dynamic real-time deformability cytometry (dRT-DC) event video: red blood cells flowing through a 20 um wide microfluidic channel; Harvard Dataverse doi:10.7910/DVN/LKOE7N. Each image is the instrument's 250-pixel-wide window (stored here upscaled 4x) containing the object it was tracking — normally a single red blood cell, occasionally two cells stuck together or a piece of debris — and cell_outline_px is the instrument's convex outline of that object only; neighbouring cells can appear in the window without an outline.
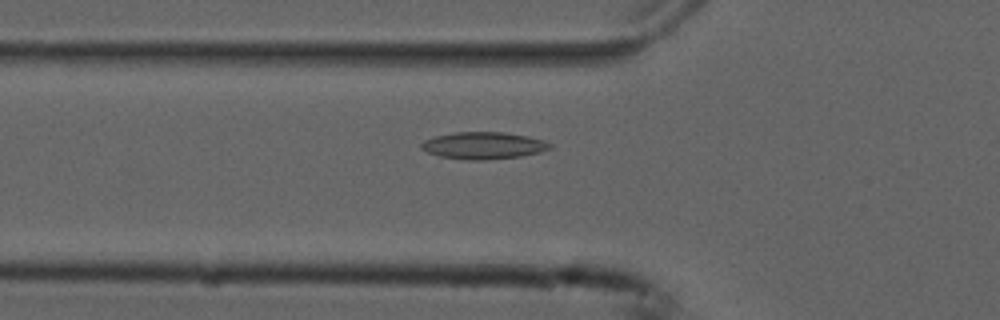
{"species": "common noctule bat (a hibernating species)", "species_latin": "Nyctalus noctula", "temperature_condition": "cold", "stored_images_in_passage": 49, "camera_frame_rate_fps": 3000, "um_per_image_px": 0.085, "animal": {"sex": "male", "forearm_length_mm": 52.5}, "frame": {"image": 1, "passage_image": 13, "time_ms": 4.0, "image_size_px": [1000, 320], "cell_outline_px": [[552, 148], [540, 152], [520, 156], [484, 160], [468, 160], [440, 156], [428, 152], [420, 148], [420, 144], [424, 140], [436, 136], [456, 132], [504, 132], [528, 136], [544, 140], [552, 144]], "centroid_in_image_um": [41.11, 12.36], "position_along_channel_um": 84.7, "area_um2": 20.23}}
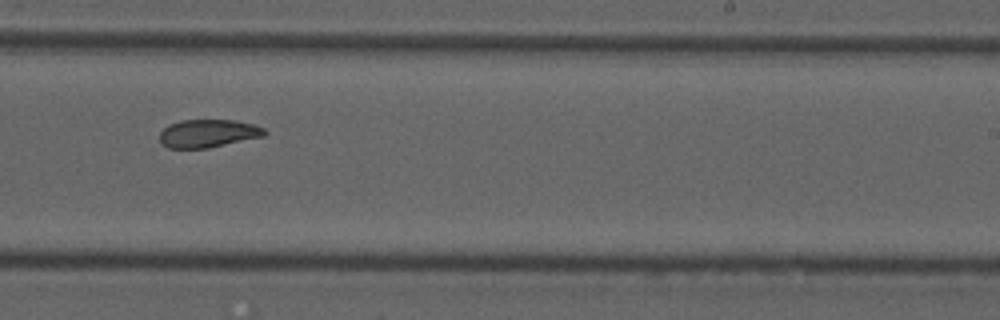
{"frame": {"image": 2, "passage_image": 28, "time_ms": 9.0, "image_size_px": [1000, 320], "cell_outline_px": [[268, 132], [264, 136], [208, 148], [168, 148], [160, 144], [160, 132], [168, 124], [180, 120], [232, 120], [252, 124], [264, 128]], "centroid_in_image_um": [17.66, 11.34], "position_along_channel_um": 271.3, "area_um2": 17.17}}
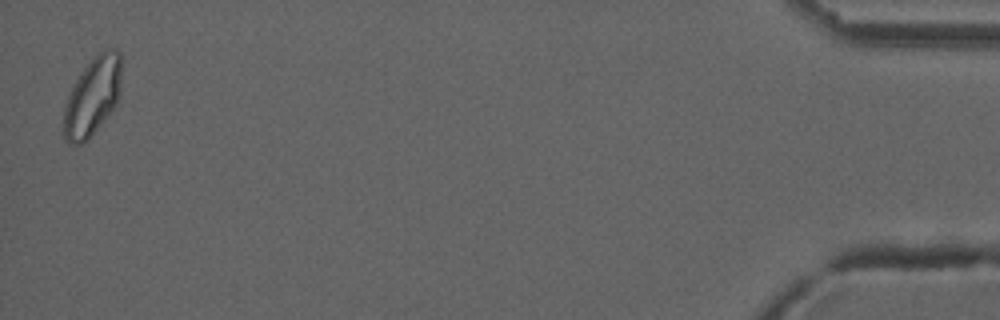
{"frame": {"image": 3, "passage_image": 48, "time_ms": 15.667, "image_size_px": [1000, 320], "cell_outline_px": [[120, 96], [116, 104], [88, 140], [84, 144], [68, 144], [64, 140], [64, 108], [72, 84], [80, 72], [96, 52], [104, 48], [116, 48], [120, 52]], "centroid_in_image_um": [7.85, 8.17], "position_along_channel_um": 427.3, "area_um2": 26.7}, "authors_computed_cell_mechanics": {"area_um2": 19.0162, "velocity_mm_per_s": 3.736, "shape_relaxation_time_tau1_ms": null, "shape_relaxation_time_tau2_ms": 3.6353, "deformation_change_tau1": null, "deformation_change_tau2": 0.0922}}